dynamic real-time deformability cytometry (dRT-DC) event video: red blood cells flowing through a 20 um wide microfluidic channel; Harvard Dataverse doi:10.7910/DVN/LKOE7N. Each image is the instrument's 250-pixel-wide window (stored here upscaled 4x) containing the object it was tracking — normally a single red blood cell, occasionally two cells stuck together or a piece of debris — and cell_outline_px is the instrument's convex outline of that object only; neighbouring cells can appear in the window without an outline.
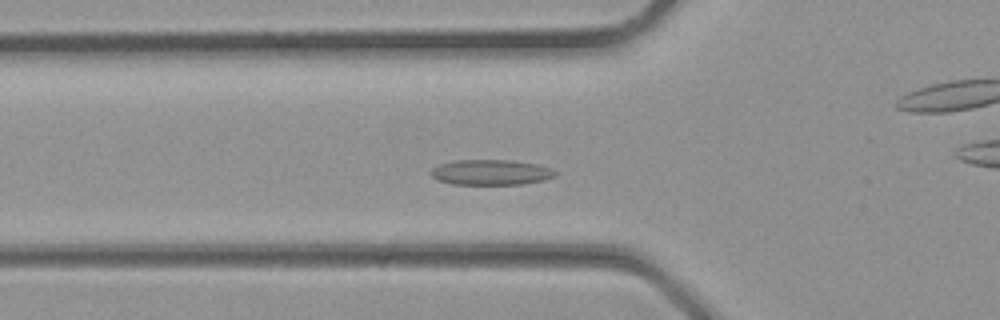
{"species": "common noctule bat (a hibernating species)", "species_latin": "Nyctalus noctula", "temperature_condition": "room temperature", "stored_images_in_passage": 23, "camera_frame_rate_fps": 3000, "um_per_image_px": 0.085, "animal": {"sex": "male", "body_mass_g": 23.1, "forearm_length_mm": 52.7}, "frame": {"image": 1, "passage_image": 7, "time_ms": 2.0, "image_size_px": [1000, 320], "cell_outline_px": [[556, 172], [552, 176], [544, 180], [520, 184], [452, 184], [436, 180], [432, 176], [432, 168], [440, 164], [452, 160], [512, 160], [536, 164], [548, 168]], "centroid_in_image_um": [41.66, 14.64], "position_along_channel_um": 84.1, "area_um2": 18.15}}
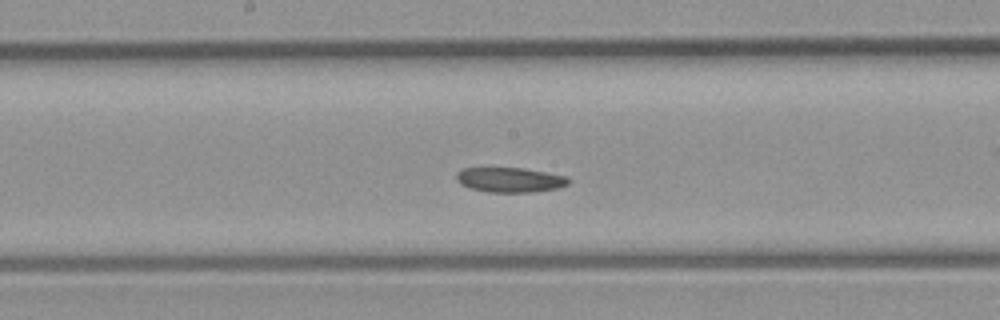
{"frame": {"image": 2, "passage_image": 13, "time_ms": 4.0, "image_size_px": [1000, 320], "cell_outline_px": [[572, 180], [568, 184], [556, 188], [532, 192], [488, 192], [472, 188], [460, 184], [456, 180], [456, 172], [464, 168], [524, 168], [568, 176]], "centroid_in_image_um": [43.36, 15.28], "position_along_channel_um": 204.8, "area_um2": 16.24}}
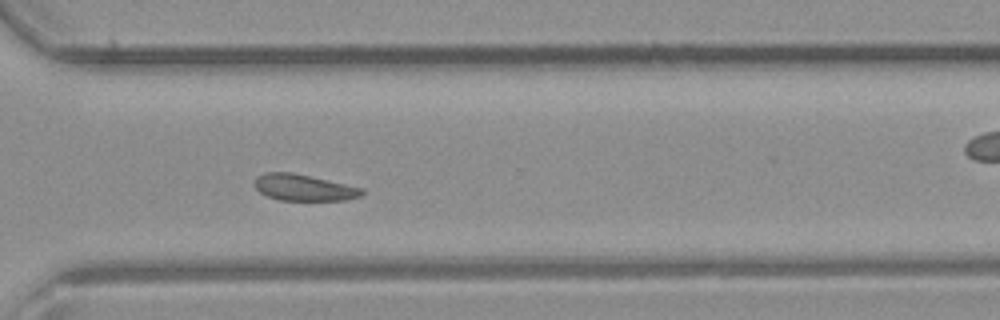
{"frame": {"image": 3, "passage_image": 20, "time_ms": 6.333, "image_size_px": [1000, 320], "cell_outline_px": [[364, 192], [360, 196], [344, 200], [280, 200], [268, 196], [260, 192], [256, 188], [256, 176], [264, 172], [292, 172], [312, 176], [364, 188]], "centroid_in_image_um": [25.84, 15.93], "position_along_channel_um": 344.8, "area_um2": 16.47}}